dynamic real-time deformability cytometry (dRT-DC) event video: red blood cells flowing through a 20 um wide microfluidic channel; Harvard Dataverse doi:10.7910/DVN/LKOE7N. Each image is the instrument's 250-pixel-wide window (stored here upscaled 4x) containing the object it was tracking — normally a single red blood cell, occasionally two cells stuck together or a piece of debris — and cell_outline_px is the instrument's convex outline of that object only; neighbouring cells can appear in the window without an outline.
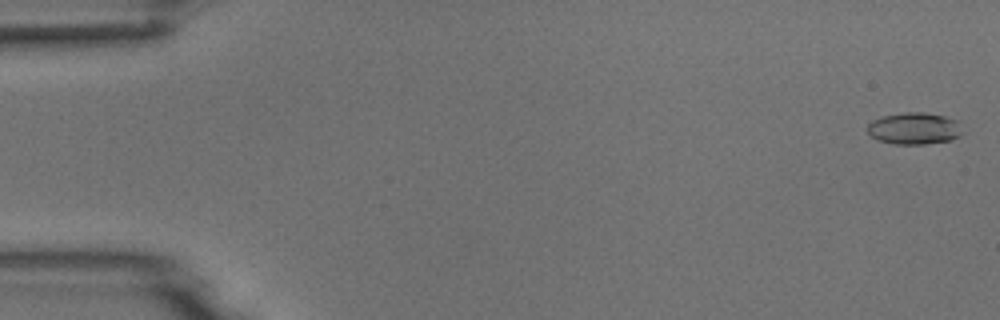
{"species": "common noctule bat (a hibernating species)", "species_latin": "Nyctalus noctula", "temperature_condition": "room temperature", "stored_images_in_passage": 53, "camera_frame_rate_fps": 3000, "um_per_image_px": 0.085, "animal": {"sex": "male", "body_mass_g": 18.8}, "frame": {"image": 1, "passage_image": 1, "time_ms": 0.0, "image_size_px": [1000, 320], "cell_outline_px": [[964, 132], [960, 136], [948, 140], [924, 144], [892, 144], [876, 140], [868, 132], [868, 124], [872, 120], [884, 116], [904, 112], [924, 112], [944, 116], [960, 120]], "centroid_in_image_um": [77.75, 10.91], "position_along_channel_um": 7.2, "area_um2": 17.86}}
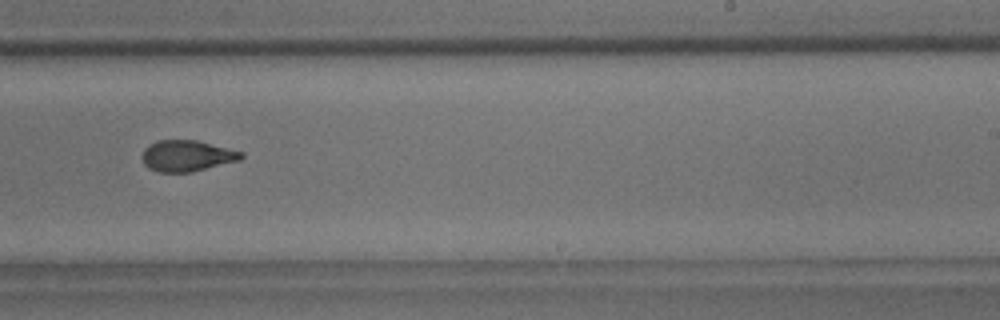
{"frame": {"image": 2, "passage_image": 33, "time_ms": 10.667, "image_size_px": [1000, 320], "cell_outline_px": [[244, 156], [240, 160], [192, 172], [160, 172], [148, 168], [144, 164], [140, 156], [144, 148], [148, 144], [156, 140], [196, 140], [244, 152]], "centroid_in_image_um": [15.86, 13.24], "position_along_channel_um": 273.1, "area_um2": 18.15}}
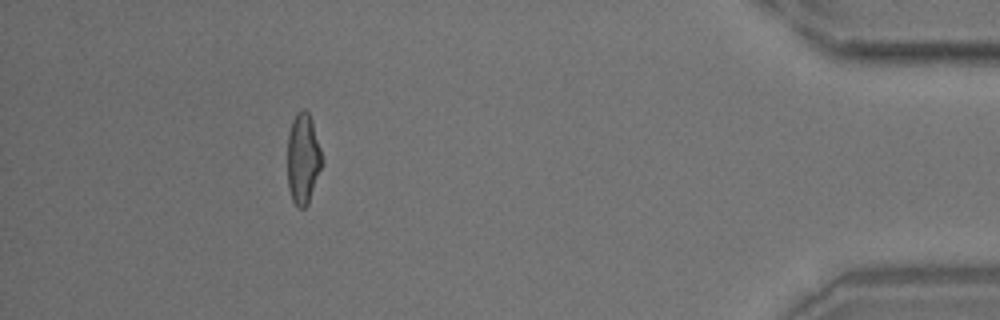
{"frame": {"image": 3, "passage_image": 48, "time_ms": 15.667, "image_size_px": [1000, 320], "cell_outline_px": [[320, 168], [308, 204], [304, 208], [296, 208], [292, 200], [288, 188], [288, 132], [292, 120], [296, 112], [304, 108], [308, 112], [312, 120], [320, 148]], "centroid_in_image_um": [25.72, 13.47], "position_along_channel_um": 409.5, "area_um2": 17.98}}